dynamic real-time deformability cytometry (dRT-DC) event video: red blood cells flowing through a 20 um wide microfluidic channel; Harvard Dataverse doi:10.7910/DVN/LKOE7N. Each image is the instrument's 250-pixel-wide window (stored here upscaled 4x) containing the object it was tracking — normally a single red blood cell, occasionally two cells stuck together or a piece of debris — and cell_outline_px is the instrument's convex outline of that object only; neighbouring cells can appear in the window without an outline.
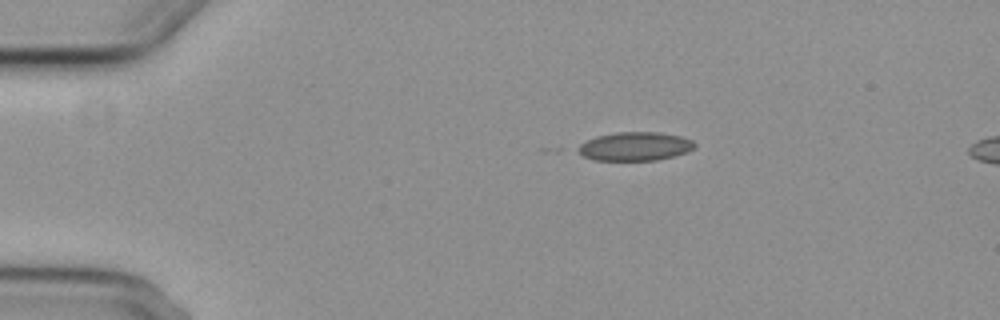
{"species": "common noctule bat (a hibernating species)", "species_latin": "Nyctalus noctula", "temperature_condition": "cold", "stored_images_in_passage": 5, "camera_frame_rate_fps": 3000, "um_per_image_px": 0.085, "animal": {"sex": "female", "body_mass_g": 29.2, "forearm_length_mm": 56.3}, "frame": {"image": 1, "passage_image": 2, "time_ms": 1.0, "image_size_px": [1000, 320], "cell_outline_px": [[696, 148], [688, 152], [676, 156], [656, 160], [596, 160], [584, 156], [576, 152], [572, 148], [596, 136], [616, 132], [656, 132], [680, 136], [692, 140], [696, 144]], "centroid_in_image_um": [53.96, 12.44], "position_along_channel_um": 31.0, "area_um2": 19.71}}
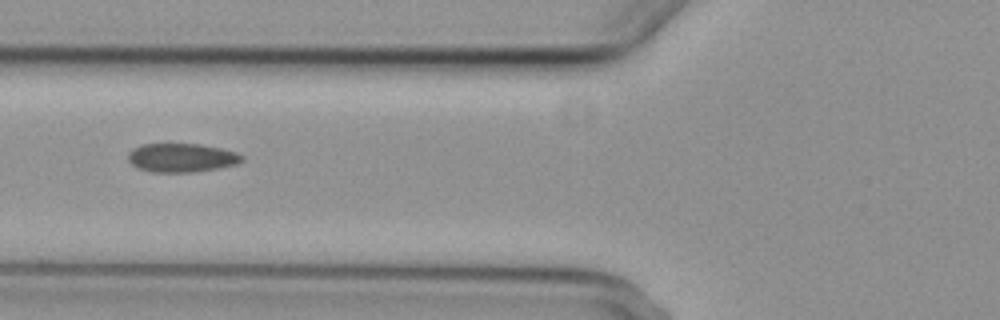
{"frame": {"image": 2, "passage_image": 5, "time_ms": 4.667, "image_size_px": [1000, 320], "cell_outline_px": [[244, 160], [236, 164], [196, 172], [152, 172], [140, 168], [132, 164], [128, 160], [128, 152], [132, 148], [140, 144], [200, 144], [220, 148], [236, 152], [244, 156]], "centroid_in_image_um": [15.43, 13.4], "position_along_channel_um": 110.4, "area_um2": 19.07}}